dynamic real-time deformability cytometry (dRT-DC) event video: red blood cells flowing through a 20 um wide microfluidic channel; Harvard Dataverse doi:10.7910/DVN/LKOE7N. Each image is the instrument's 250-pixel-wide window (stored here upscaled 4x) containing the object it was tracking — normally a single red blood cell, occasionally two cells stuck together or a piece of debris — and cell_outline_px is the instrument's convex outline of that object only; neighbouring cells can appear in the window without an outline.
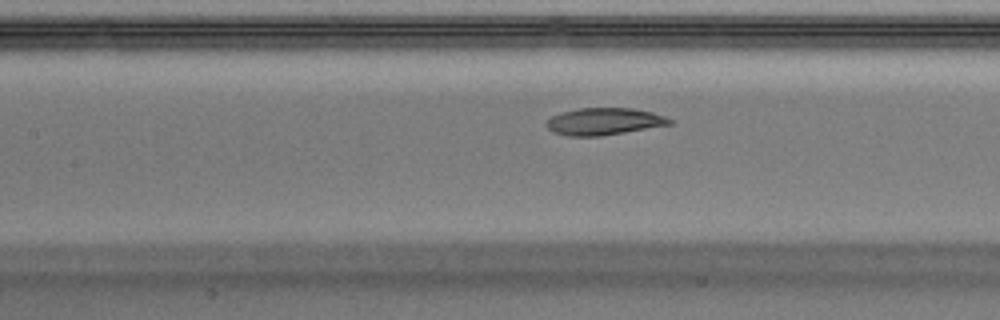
{"species": "Egyptian fruit bat (a non-hibernating species)", "species_latin": "Rousettus aegyptiacus", "temperature_condition": "warm", "stored_images_in_passage": 22, "camera_frame_rate_fps": 3000, "um_per_image_px": 0.085, "animal": {"sex": "male"}, "frame": {"image": 1, "passage_image": 13, "time_ms": 4.0, "image_size_px": [1000, 320], "cell_outline_px": [[676, 124], [600, 136], [564, 136], [552, 132], [544, 124], [552, 116], [560, 112], [580, 108], [632, 108], [652, 112], [676, 120]], "centroid_in_image_um": [51.38, 10.33], "position_along_channel_um": 156.0, "area_um2": 19.77}}